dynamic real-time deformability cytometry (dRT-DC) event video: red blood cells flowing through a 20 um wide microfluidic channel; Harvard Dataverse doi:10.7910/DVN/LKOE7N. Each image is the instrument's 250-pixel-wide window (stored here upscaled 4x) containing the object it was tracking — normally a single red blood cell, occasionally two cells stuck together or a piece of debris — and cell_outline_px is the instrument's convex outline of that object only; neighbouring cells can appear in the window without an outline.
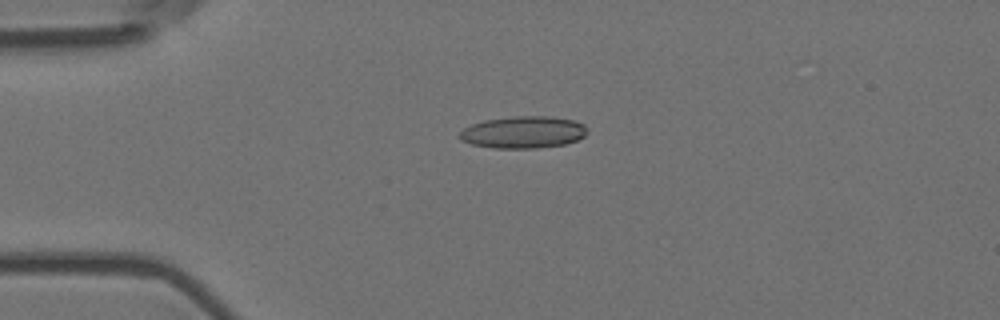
{"species": "Egyptian fruit bat (a non-hibernating species)", "species_latin": "Rousettus aegyptiacus", "temperature_condition": "room temperature", "stored_images_in_passage": 28, "camera_frame_rate_fps": 3000, "um_per_image_px": 0.085, "animal": {"sex": "female"}, "frame": {"image": 1, "passage_image": 14, "time_ms": 4.333, "image_size_px": [1000, 320], "cell_outline_px": [[588, 132], [584, 136], [576, 140], [564, 144], [536, 148], [492, 148], [472, 144], [460, 140], [460, 132], [464, 128], [472, 124], [484, 120], [516, 116], [548, 116], [572, 120], [584, 124]], "centroid_in_image_um": [44.47, 11.24], "position_along_channel_um": 40.5, "area_um2": 23.7}}
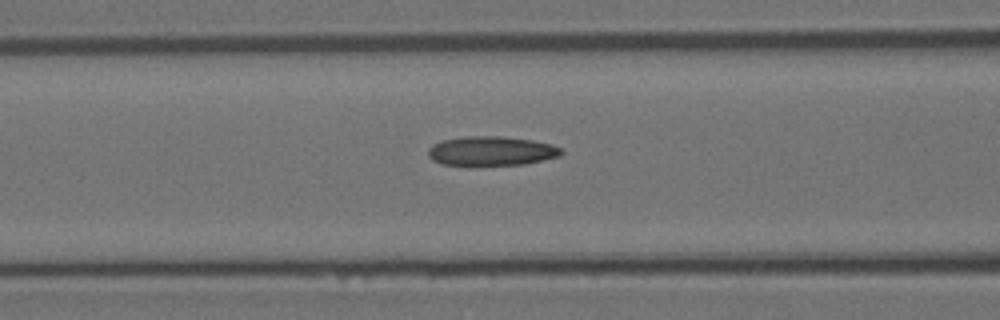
{"frame": {"image": 2, "passage_image": 23, "time_ms": 7.333, "image_size_px": [1000, 320], "cell_outline_px": [[564, 152], [560, 156], [524, 164], [468, 168], [440, 164], [432, 160], [428, 156], [428, 148], [432, 144], [440, 140], [464, 136], [500, 136], [532, 140], [552, 144], [560, 148]], "centroid_in_image_um": [41.68, 12.87], "position_along_channel_um": 124.9, "area_um2": 23.81}}
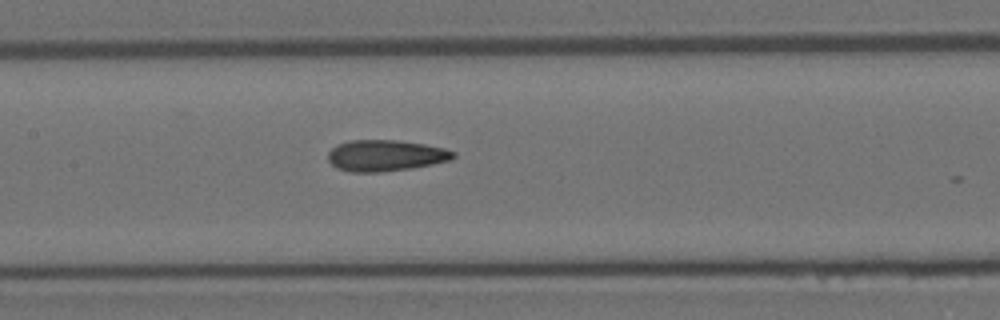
{"frame": {"image": 3, "passage_image": 27, "time_ms": 8.667, "image_size_px": [1000, 320], "cell_outline_px": [[456, 156], [452, 160], [432, 164], [408, 168], [380, 172], [352, 172], [336, 168], [328, 160], [328, 152], [336, 144], [348, 140], [396, 140], [424, 144], [444, 148], [456, 152]], "centroid_in_image_um": [32.75, 13.21], "position_along_channel_um": 174.6, "area_um2": 22.83}}